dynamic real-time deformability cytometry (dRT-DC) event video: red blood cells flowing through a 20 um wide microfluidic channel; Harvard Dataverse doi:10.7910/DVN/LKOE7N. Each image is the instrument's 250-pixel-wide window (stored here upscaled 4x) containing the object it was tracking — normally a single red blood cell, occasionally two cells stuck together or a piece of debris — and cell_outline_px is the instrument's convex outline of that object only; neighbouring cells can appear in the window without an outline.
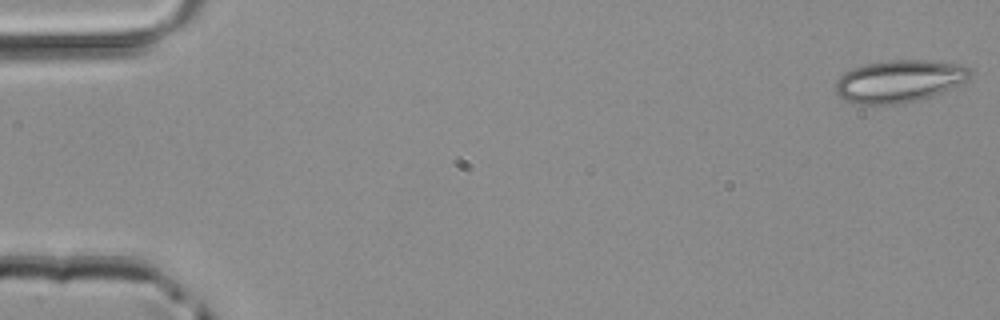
{"species": "common noctule bat (a hibernating species)", "species_latin": "Nyctalus noctula", "temperature_condition": "room temperature", "stored_images_in_passage": 49, "camera_frame_rate_fps": 3000, "um_per_image_px": 0.085, "animal": {"sex": "male", "body_mass_g": 20.4}, "frame": {"image": 1, "passage_image": 1, "time_ms": 0.0, "image_size_px": [1000, 320], "cell_outline_px": [[972, 72], [968, 80], [932, 96], [904, 104], [860, 104], [848, 100], [840, 96], [836, 92], [836, 80], [844, 72], [852, 68], [864, 64], [888, 60], [924, 60], [964, 64], [972, 68]], "centroid_in_image_um": [76.47, 6.88], "position_along_channel_um": 8.5, "area_um2": 33.35}}
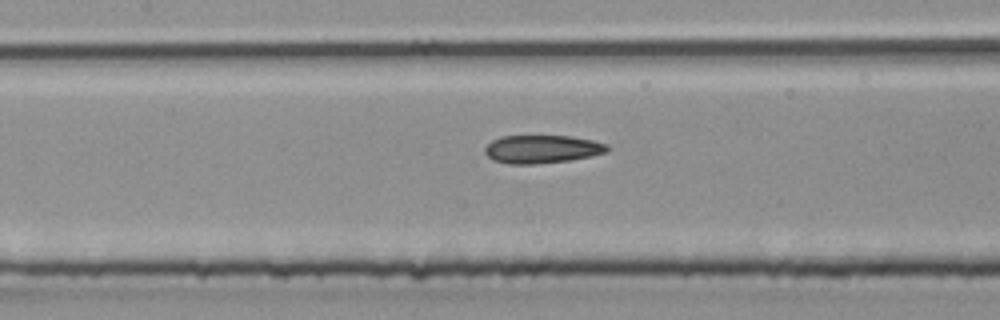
{"frame": {"image": 2, "passage_image": 23, "time_ms": 7.333, "image_size_px": [1000, 320], "cell_outline_px": [[608, 152], [568, 160], [536, 164], [508, 164], [492, 160], [484, 152], [484, 148], [492, 140], [500, 136], [572, 136], [592, 140], [608, 144]], "centroid_in_image_um": [46.04, 12.67], "position_along_channel_um": 161.4, "area_um2": 20.06}}
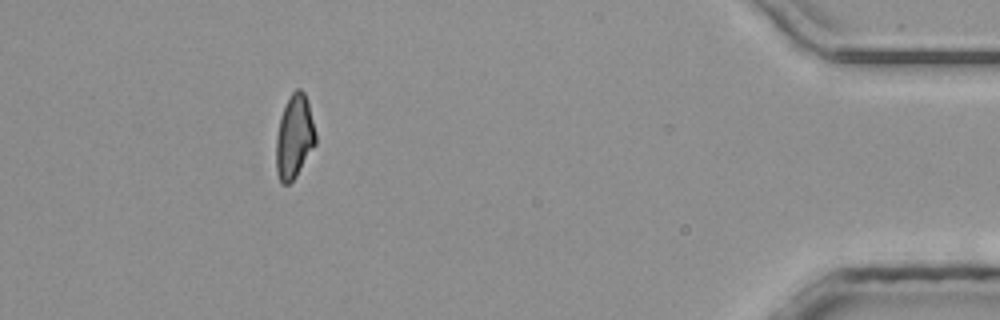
{"frame": {"image": 3, "passage_image": 45, "time_ms": 14.667, "image_size_px": [1000, 320], "cell_outline_px": [[316, 144], [296, 176], [288, 184], [280, 184], [276, 172], [276, 136], [280, 116], [292, 92], [296, 88], [300, 88], [304, 92], [308, 100], [316, 132]], "centroid_in_image_um": [25.02, 11.63], "position_along_channel_um": 410.2, "area_um2": 19.42}}